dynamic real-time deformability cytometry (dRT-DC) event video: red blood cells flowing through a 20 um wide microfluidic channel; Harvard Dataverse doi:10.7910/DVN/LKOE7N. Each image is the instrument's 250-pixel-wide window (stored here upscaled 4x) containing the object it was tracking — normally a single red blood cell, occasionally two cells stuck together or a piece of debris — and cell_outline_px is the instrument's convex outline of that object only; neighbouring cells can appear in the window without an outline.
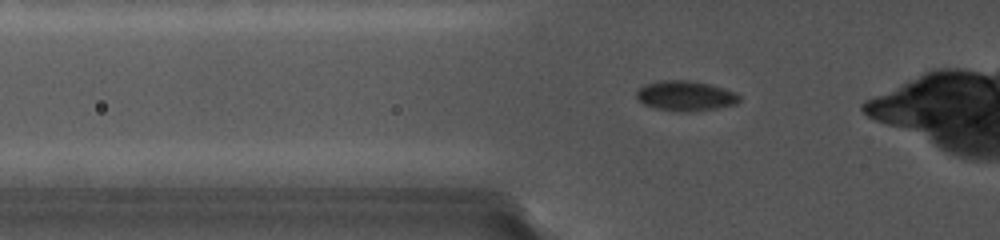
{"species": "common noctule bat (a hibernating species)", "species_latin": "Nyctalus noctula", "temperature_condition": "cold", "stored_images_in_passage": 16, "camera_frame_rate_fps": 5000, "um_per_image_px": 0.085, "animal": {"sex": "female", "body_mass_g": 19.0, "forearm_length_mm": 56.7}, "frame": {"image": 1, "passage_image": 5, "time_ms": 1.8, "image_size_px": [1000, 240], "cell_outline_px": [[740, 100], [736, 104], [692, 112], [676, 112], [656, 108], [644, 104], [636, 96], [636, 92], [644, 84], [660, 80], [688, 80], [708, 84], [724, 88], [740, 96]], "centroid_in_image_um": [58.24, 8.15], "position_along_channel_um": 67.6, "area_um2": 17.92}}